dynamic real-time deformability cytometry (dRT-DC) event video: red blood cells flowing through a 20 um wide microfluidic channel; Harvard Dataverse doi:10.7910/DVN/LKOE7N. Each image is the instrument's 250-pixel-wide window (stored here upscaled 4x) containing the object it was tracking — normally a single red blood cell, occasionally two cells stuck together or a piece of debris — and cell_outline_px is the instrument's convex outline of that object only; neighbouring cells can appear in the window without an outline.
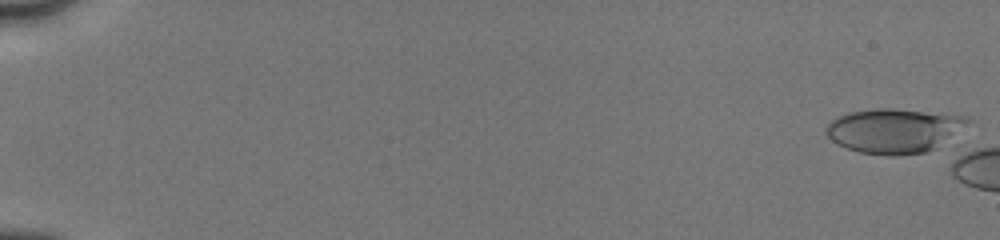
{"species": "human", "species_latin": "Homo sapiens", "temperature_condition": "cold", "stored_images_in_passage": 1, "camera_frame_rate_fps": 3000, "um_per_image_px": 0.085, "donor": {"sex": "male"}, "frame": {"image": 1, "passage_image": 1, "time_ms": 0.0, "image_size_px": [1000, 240], "cell_outline_px": [[972, 120], [936, 148], [924, 152], [896, 156], [888, 156], [860, 152], [836, 144], [828, 136], [828, 124], [836, 116], [848, 112], [876, 108], [892, 108], [968, 116]], "centroid_in_image_um": [75.99, 11.1], "position_along_channel_um": 9.0, "area_um2": 36.47}}